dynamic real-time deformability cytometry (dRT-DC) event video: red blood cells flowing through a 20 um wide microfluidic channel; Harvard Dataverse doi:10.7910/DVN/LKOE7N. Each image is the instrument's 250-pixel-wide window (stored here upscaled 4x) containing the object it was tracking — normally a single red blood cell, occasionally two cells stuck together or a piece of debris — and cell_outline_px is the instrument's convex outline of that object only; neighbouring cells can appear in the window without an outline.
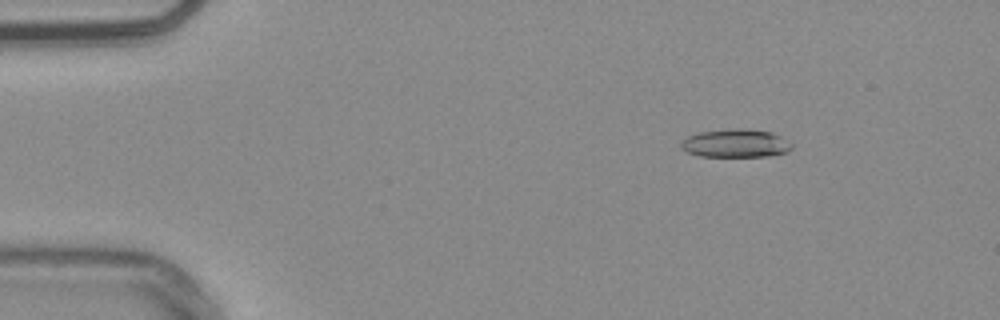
{"species": "common noctule bat (a hibernating species)", "species_latin": "Nyctalus noctula", "temperature_condition": "warm", "stored_images_in_passage": 7, "camera_frame_rate_fps": 3000, "um_per_image_px": 0.085, "animal": {"sex": "male", "body_mass_g": 20.4}, "frame": {"image": 1, "passage_image": 1, "time_ms": 0.0, "image_size_px": [1000, 320], "cell_outline_px": [[792, 148], [788, 152], [768, 156], [700, 156], [688, 152], [680, 148], [680, 144], [688, 136], [700, 132], [736, 128], [772, 132], [780, 136], [792, 144]], "centroid_in_image_um": [62.54, 12.19], "position_along_channel_um": 22.5, "area_um2": 18.03}}